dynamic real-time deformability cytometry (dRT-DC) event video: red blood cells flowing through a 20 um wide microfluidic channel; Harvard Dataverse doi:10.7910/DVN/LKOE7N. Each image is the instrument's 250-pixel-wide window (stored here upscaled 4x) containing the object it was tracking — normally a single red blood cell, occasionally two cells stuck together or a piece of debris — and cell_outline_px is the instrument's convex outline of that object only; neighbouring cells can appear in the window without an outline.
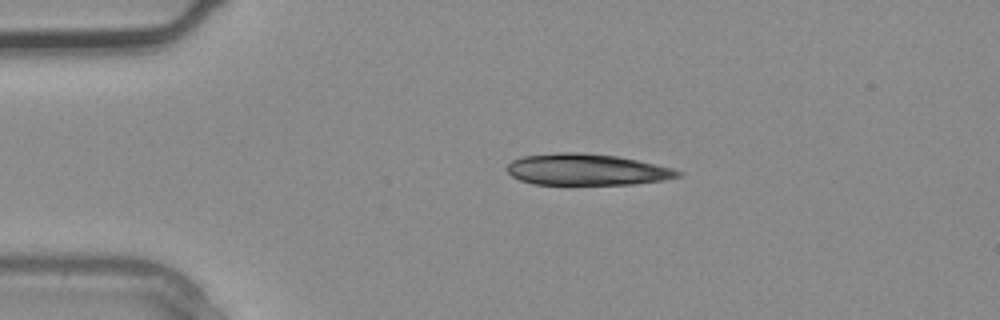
{"species": "common noctule bat (a hibernating species)", "species_latin": "Nyctalus noctula", "temperature_condition": "warm", "stored_images_in_passage": 1, "camera_frame_rate_fps": 3000, "um_per_image_px": 0.085, "animal": {"sex": "male", "body_mass_g": 20.4}, "frame": {"image": 1, "passage_image": 1, "time_ms": 0.0, "image_size_px": [1000, 320], "cell_outline_px": [[684, 172], [680, 176], [664, 180], [632, 184], [532, 184], [520, 180], [512, 176], [508, 172], [508, 164], [512, 160], [520, 156], [560, 152], [584, 152], [616, 156], [636, 160], [672, 168]], "centroid_in_image_um": [49.85, 14.41], "position_along_channel_um": 35.1, "area_um2": 31.21}}